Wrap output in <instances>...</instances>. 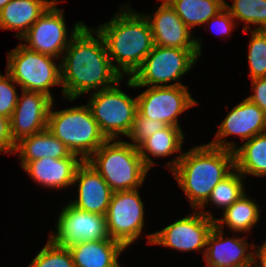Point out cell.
I'll use <instances>...</instances> for the list:
<instances>
[{
	"instance_id": "1",
	"label": "cell",
	"mask_w": 266,
	"mask_h": 267,
	"mask_svg": "<svg viewBox=\"0 0 266 267\" xmlns=\"http://www.w3.org/2000/svg\"><path fill=\"white\" fill-rule=\"evenodd\" d=\"M60 69L62 98L72 102L83 94L106 89L122 79L112 65L103 36L86 24L65 49Z\"/></svg>"
},
{
	"instance_id": "2",
	"label": "cell",
	"mask_w": 266,
	"mask_h": 267,
	"mask_svg": "<svg viewBox=\"0 0 266 267\" xmlns=\"http://www.w3.org/2000/svg\"><path fill=\"white\" fill-rule=\"evenodd\" d=\"M165 167L177 181L190 207L198 210L213 188L235 168V153L207 143L183 151Z\"/></svg>"
},
{
	"instance_id": "3",
	"label": "cell",
	"mask_w": 266,
	"mask_h": 267,
	"mask_svg": "<svg viewBox=\"0 0 266 267\" xmlns=\"http://www.w3.org/2000/svg\"><path fill=\"white\" fill-rule=\"evenodd\" d=\"M113 16L97 30L104 38L115 70L122 78H131L154 47L151 28L144 14L127 2Z\"/></svg>"
},
{
	"instance_id": "4",
	"label": "cell",
	"mask_w": 266,
	"mask_h": 267,
	"mask_svg": "<svg viewBox=\"0 0 266 267\" xmlns=\"http://www.w3.org/2000/svg\"><path fill=\"white\" fill-rule=\"evenodd\" d=\"M86 161L113 192L139 189L149 173L138 147L121 139H107Z\"/></svg>"
},
{
	"instance_id": "5",
	"label": "cell",
	"mask_w": 266,
	"mask_h": 267,
	"mask_svg": "<svg viewBox=\"0 0 266 267\" xmlns=\"http://www.w3.org/2000/svg\"><path fill=\"white\" fill-rule=\"evenodd\" d=\"M50 107L47 128L71 151L86 161L107 139L87 105L53 110Z\"/></svg>"
},
{
	"instance_id": "6",
	"label": "cell",
	"mask_w": 266,
	"mask_h": 267,
	"mask_svg": "<svg viewBox=\"0 0 266 267\" xmlns=\"http://www.w3.org/2000/svg\"><path fill=\"white\" fill-rule=\"evenodd\" d=\"M198 49H178L154 45L139 69L128 78L131 88L184 85L180 80L199 60ZM172 82V83H171Z\"/></svg>"
},
{
	"instance_id": "7",
	"label": "cell",
	"mask_w": 266,
	"mask_h": 267,
	"mask_svg": "<svg viewBox=\"0 0 266 267\" xmlns=\"http://www.w3.org/2000/svg\"><path fill=\"white\" fill-rule=\"evenodd\" d=\"M7 55L5 71L22 90L40 92L55 101L50 88L62 86L60 62L54 61L58 58L31 50L22 42Z\"/></svg>"
},
{
	"instance_id": "8",
	"label": "cell",
	"mask_w": 266,
	"mask_h": 267,
	"mask_svg": "<svg viewBox=\"0 0 266 267\" xmlns=\"http://www.w3.org/2000/svg\"><path fill=\"white\" fill-rule=\"evenodd\" d=\"M106 89L90 93L86 105L106 139L127 137L137 114V96L121 90L120 82Z\"/></svg>"
},
{
	"instance_id": "9",
	"label": "cell",
	"mask_w": 266,
	"mask_h": 267,
	"mask_svg": "<svg viewBox=\"0 0 266 267\" xmlns=\"http://www.w3.org/2000/svg\"><path fill=\"white\" fill-rule=\"evenodd\" d=\"M60 2L63 1L55 0L19 40L25 41L22 44L27 48L58 58L59 61L71 39L85 25L83 21H78L69 33L64 10L58 8Z\"/></svg>"
},
{
	"instance_id": "10",
	"label": "cell",
	"mask_w": 266,
	"mask_h": 267,
	"mask_svg": "<svg viewBox=\"0 0 266 267\" xmlns=\"http://www.w3.org/2000/svg\"><path fill=\"white\" fill-rule=\"evenodd\" d=\"M139 190L113 192L106 214L109 237L126 249L144 237L145 207Z\"/></svg>"
},
{
	"instance_id": "11",
	"label": "cell",
	"mask_w": 266,
	"mask_h": 267,
	"mask_svg": "<svg viewBox=\"0 0 266 267\" xmlns=\"http://www.w3.org/2000/svg\"><path fill=\"white\" fill-rule=\"evenodd\" d=\"M214 226V219L196 210L192 214L174 220L160 231L148 233L146 244L161 245L180 252L197 250L204 255L207 237Z\"/></svg>"
},
{
	"instance_id": "12",
	"label": "cell",
	"mask_w": 266,
	"mask_h": 267,
	"mask_svg": "<svg viewBox=\"0 0 266 267\" xmlns=\"http://www.w3.org/2000/svg\"><path fill=\"white\" fill-rule=\"evenodd\" d=\"M55 225L56 230L49 234V239L66 248L85 241L110 238L106 215L78 209L69 202L58 214Z\"/></svg>"
},
{
	"instance_id": "13",
	"label": "cell",
	"mask_w": 266,
	"mask_h": 267,
	"mask_svg": "<svg viewBox=\"0 0 266 267\" xmlns=\"http://www.w3.org/2000/svg\"><path fill=\"white\" fill-rule=\"evenodd\" d=\"M197 104L186 85L148 87L137 95V111L143 117L176 127L179 115Z\"/></svg>"
},
{
	"instance_id": "14",
	"label": "cell",
	"mask_w": 266,
	"mask_h": 267,
	"mask_svg": "<svg viewBox=\"0 0 266 267\" xmlns=\"http://www.w3.org/2000/svg\"><path fill=\"white\" fill-rule=\"evenodd\" d=\"M266 132V113L248 98L234 106L221 121L218 130L209 142L211 146L235 151L237 143L227 141L229 136H238L241 142Z\"/></svg>"
},
{
	"instance_id": "15",
	"label": "cell",
	"mask_w": 266,
	"mask_h": 267,
	"mask_svg": "<svg viewBox=\"0 0 266 267\" xmlns=\"http://www.w3.org/2000/svg\"><path fill=\"white\" fill-rule=\"evenodd\" d=\"M162 1V2H161ZM151 14H144L149 22L154 39V45L178 49H198L202 54L200 37H193L192 31L183 23L175 10L166 0Z\"/></svg>"
},
{
	"instance_id": "16",
	"label": "cell",
	"mask_w": 266,
	"mask_h": 267,
	"mask_svg": "<svg viewBox=\"0 0 266 267\" xmlns=\"http://www.w3.org/2000/svg\"><path fill=\"white\" fill-rule=\"evenodd\" d=\"M53 100L40 92L21 89L14 112L9 119L10 136L14 143L47 129Z\"/></svg>"
},
{
	"instance_id": "17",
	"label": "cell",
	"mask_w": 266,
	"mask_h": 267,
	"mask_svg": "<svg viewBox=\"0 0 266 267\" xmlns=\"http://www.w3.org/2000/svg\"><path fill=\"white\" fill-rule=\"evenodd\" d=\"M224 234L216 226L209 233L203 255L206 267H253L254 251L250 248L255 244L248 243L247 236L224 238Z\"/></svg>"
},
{
	"instance_id": "18",
	"label": "cell",
	"mask_w": 266,
	"mask_h": 267,
	"mask_svg": "<svg viewBox=\"0 0 266 267\" xmlns=\"http://www.w3.org/2000/svg\"><path fill=\"white\" fill-rule=\"evenodd\" d=\"M72 185L78 187V193L70 204L90 213L107 214L113 191L87 161L78 166Z\"/></svg>"
},
{
	"instance_id": "19",
	"label": "cell",
	"mask_w": 266,
	"mask_h": 267,
	"mask_svg": "<svg viewBox=\"0 0 266 267\" xmlns=\"http://www.w3.org/2000/svg\"><path fill=\"white\" fill-rule=\"evenodd\" d=\"M83 160L76 154L55 159L43 157L33 161H20V166L38 185L43 188L65 189L72 187L76 170Z\"/></svg>"
},
{
	"instance_id": "20",
	"label": "cell",
	"mask_w": 266,
	"mask_h": 267,
	"mask_svg": "<svg viewBox=\"0 0 266 267\" xmlns=\"http://www.w3.org/2000/svg\"><path fill=\"white\" fill-rule=\"evenodd\" d=\"M55 0H11L0 11V29L18 31L21 39Z\"/></svg>"
},
{
	"instance_id": "21",
	"label": "cell",
	"mask_w": 266,
	"mask_h": 267,
	"mask_svg": "<svg viewBox=\"0 0 266 267\" xmlns=\"http://www.w3.org/2000/svg\"><path fill=\"white\" fill-rule=\"evenodd\" d=\"M125 249L111 238L85 241L69 247L75 267H114Z\"/></svg>"
},
{
	"instance_id": "22",
	"label": "cell",
	"mask_w": 266,
	"mask_h": 267,
	"mask_svg": "<svg viewBox=\"0 0 266 267\" xmlns=\"http://www.w3.org/2000/svg\"><path fill=\"white\" fill-rule=\"evenodd\" d=\"M184 140L185 133L182 131L181 127L171 125H167L162 130L157 131L155 134L145 139L138 146V151L145 167L151 170V167L156 165L152 157L158 159L161 157L166 158L177 152L182 154Z\"/></svg>"
},
{
	"instance_id": "23",
	"label": "cell",
	"mask_w": 266,
	"mask_h": 267,
	"mask_svg": "<svg viewBox=\"0 0 266 267\" xmlns=\"http://www.w3.org/2000/svg\"><path fill=\"white\" fill-rule=\"evenodd\" d=\"M17 152L20 161H33L43 157L59 159L72 154L68 147L48 128L16 142L14 154Z\"/></svg>"
},
{
	"instance_id": "24",
	"label": "cell",
	"mask_w": 266,
	"mask_h": 267,
	"mask_svg": "<svg viewBox=\"0 0 266 267\" xmlns=\"http://www.w3.org/2000/svg\"><path fill=\"white\" fill-rule=\"evenodd\" d=\"M259 204L247 192L231 206L222 211L221 218H215V226L223 230L227 229L234 233H249L260 220L261 208Z\"/></svg>"
},
{
	"instance_id": "25",
	"label": "cell",
	"mask_w": 266,
	"mask_h": 267,
	"mask_svg": "<svg viewBox=\"0 0 266 267\" xmlns=\"http://www.w3.org/2000/svg\"><path fill=\"white\" fill-rule=\"evenodd\" d=\"M235 168L246 175L266 176V132L258 134L237 147Z\"/></svg>"
},
{
	"instance_id": "26",
	"label": "cell",
	"mask_w": 266,
	"mask_h": 267,
	"mask_svg": "<svg viewBox=\"0 0 266 267\" xmlns=\"http://www.w3.org/2000/svg\"><path fill=\"white\" fill-rule=\"evenodd\" d=\"M183 23L193 32L199 25H205L225 6V0H166Z\"/></svg>"
},
{
	"instance_id": "27",
	"label": "cell",
	"mask_w": 266,
	"mask_h": 267,
	"mask_svg": "<svg viewBox=\"0 0 266 267\" xmlns=\"http://www.w3.org/2000/svg\"><path fill=\"white\" fill-rule=\"evenodd\" d=\"M246 179L236 168H234L225 178H223L211 191L208 200L198 209L207 217L215 219L212 212L205 210L210 204H213L220 210H225L242 197L246 192ZM207 205V206H206Z\"/></svg>"
},
{
	"instance_id": "28",
	"label": "cell",
	"mask_w": 266,
	"mask_h": 267,
	"mask_svg": "<svg viewBox=\"0 0 266 267\" xmlns=\"http://www.w3.org/2000/svg\"><path fill=\"white\" fill-rule=\"evenodd\" d=\"M232 5L225 2V8L236 22H242L243 32L266 30V0H233ZM238 20V21H237Z\"/></svg>"
},
{
	"instance_id": "29",
	"label": "cell",
	"mask_w": 266,
	"mask_h": 267,
	"mask_svg": "<svg viewBox=\"0 0 266 267\" xmlns=\"http://www.w3.org/2000/svg\"><path fill=\"white\" fill-rule=\"evenodd\" d=\"M248 43L250 79L266 77V30H252Z\"/></svg>"
},
{
	"instance_id": "30",
	"label": "cell",
	"mask_w": 266,
	"mask_h": 267,
	"mask_svg": "<svg viewBox=\"0 0 266 267\" xmlns=\"http://www.w3.org/2000/svg\"><path fill=\"white\" fill-rule=\"evenodd\" d=\"M27 267H75L69 248L54 244L49 238Z\"/></svg>"
},
{
	"instance_id": "31",
	"label": "cell",
	"mask_w": 266,
	"mask_h": 267,
	"mask_svg": "<svg viewBox=\"0 0 266 267\" xmlns=\"http://www.w3.org/2000/svg\"><path fill=\"white\" fill-rule=\"evenodd\" d=\"M166 126L167 125L161 121L143 117L137 111L132 129L127 138L131 140V145L138 147L145 139L155 134L157 131L162 130Z\"/></svg>"
},
{
	"instance_id": "32",
	"label": "cell",
	"mask_w": 266,
	"mask_h": 267,
	"mask_svg": "<svg viewBox=\"0 0 266 267\" xmlns=\"http://www.w3.org/2000/svg\"><path fill=\"white\" fill-rule=\"evenodd\" d=\"M16 86H19L7 73L0 74V115L11 118L18 101V92Z\"/></svg>"
},
{
	"instance_id": "33",
	"label": "cell",
	"mask_w": 266,
	"mask_h": 267,
	"mask_svg": "<svg viewBox=\"0 0 266 267\" xmlns=\"http://www.w3.org/2000/svg\"><path fill=\"white\" fill-rule=\"evenodd\" d=\"M205 24L211 25L209 27L212 29V32L215 34L217 32V35H221L222 38L230 37L232 33L231 31H233L234 27H237L236 25H238L225 7Z\"/></svg>"
},
{
	"instance_id": "34",
	"label": "cell",
	"mask_w": 266,
	"mask_h": 267,
	"mask_svg": "<svg viewBox=\"0 0 266 267\" xmlns=\"http://www.w3.org/2000/svg\"><path fill=\"white\" fill-rule=\"evenodd\" d=\"M253 94L246 97L266 113V77L251 80Z\"/></svg>"
},
{
	"instance_id": "35",
	"label": "cell",
	"mask_w": 266,
	"mask_h": 267,
	"mask_svg": "<svg viewBox=\"0 0 266 267\" xmlns=\"http://www.w3.org/2000/svg\"><path fill=\"white\" fill-rule=\"evenodd\" d=\"M15 143L10 136L9 119L0 115V153L14 154Z\"/></svg>"
},
{
	"instance_id": "36",
	"label": "cell",
	"mask_w": 266,
	"mask_h": 267,
	"mask_svg": "<svg viewBox=\"0 0 266 267\" xmlns=\"http://www.w3.org/2000/svg\"><path fill=\"white\" fill-rule=\"evenodd\" d=\"M253 267H266V239L253 248Z\"/></svg>"
},
{
	"instance_id": "37",
	"label": "cell",
	"mask_w": 266,
	"mask_h": 267,
	"mask_svg": "<svg viewBox=\"0 0 266 267\" xmlns=\"http://www.w3.org/2000/svg\"><path fill=\"white\" fill-rule=\"evenodd\" d=\"M11 0H0V11L3 9V7L8 4Z\"/></svg>"
},
{
	"instance_id": "38",
	"label": "cell",
	"mask_w": 266,
	"mask_h": 267,
	"mask_svg": "<svg viewBox=\"0 0 266 267\" xmlns=\"http://www.w3.org/2000/svg\"><path fill=\"white\" fill-rule=\"evenodd\" d=\"M114 267H122L121 266V263L119 262V263H117ZM124 267V266H123Z\"/></svg>"
}]
</instances>
